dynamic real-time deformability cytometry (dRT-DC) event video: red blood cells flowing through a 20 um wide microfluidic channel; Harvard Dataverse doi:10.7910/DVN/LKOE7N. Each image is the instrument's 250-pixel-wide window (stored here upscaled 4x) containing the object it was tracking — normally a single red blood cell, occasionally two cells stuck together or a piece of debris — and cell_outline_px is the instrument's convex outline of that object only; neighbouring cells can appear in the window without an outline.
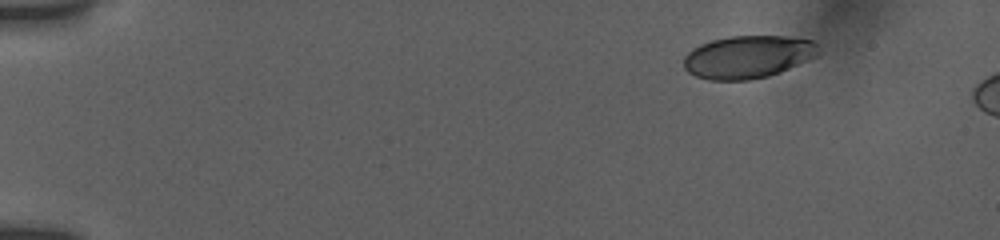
{"species": "human", "species_latin": "Homo sapiens", "temperature_condition": "room temperature", "stored_images_in_passage": 8, "camera_frame_rate_fps": 3000, "um_per_image_px": 0.085, "donor": {"sex": "female"}, "frame": {"image": 1, "passage_image": 1, "time_ms": 0.0, "image_size_px": [1000, 240], "cell_outline_px": [[820, 56], [780, 72], [768, 76], [748, 80], [708, 80], [696, 76], [688, 72], [684, 68], [684, 56], [692, 48], [700, 44], [712, 40], [728, 36], [784, 36], [812, 40], [816, 44]], "centroid_in_image_um": [63.58, 4.83], "position_along_channel_um": 21.4, "area_um2": 33.76}}